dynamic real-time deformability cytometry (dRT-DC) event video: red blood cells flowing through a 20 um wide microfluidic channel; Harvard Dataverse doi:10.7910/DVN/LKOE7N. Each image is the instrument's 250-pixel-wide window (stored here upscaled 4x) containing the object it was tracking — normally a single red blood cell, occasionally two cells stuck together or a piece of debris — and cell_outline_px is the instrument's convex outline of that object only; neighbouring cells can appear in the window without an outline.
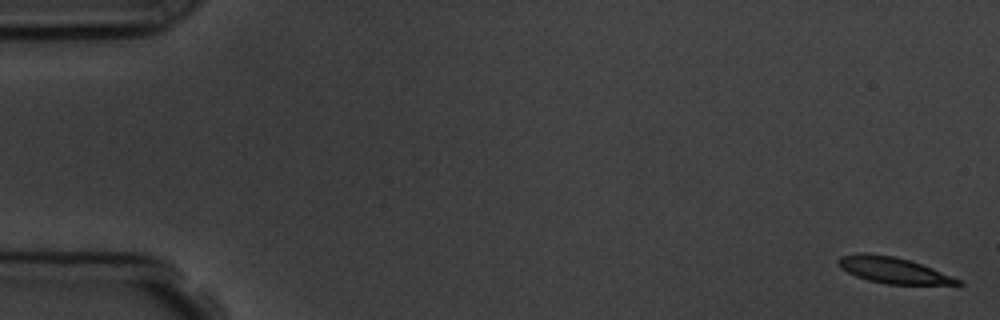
{"species": "common noctule bat (a hibernating species)", "species_latin": "Nyctalus noctula", "temperature_condition": "room temperature", "stored_images_in_passage": 2, "camera_frame_rate_fps": 3000, "um_per_image_px": 0.085, "animal": {"sex": "male", "body_mass_g": 19.5, "forearm_length_mm": 54.6}, "frame": {"image": 1, "passage_image": 1, "time_ms": 0.0, "image_size_px": [1000, 320], "cell_outline_px": [[964, 284], [888, 284], [868, 280], [856, 276], [840, 268], [836, 260], [840, 256], [860, 252], [868, 252], [892, 256], [908, 260], [932, 268], [964, 280]], "centroid_in_image_um": [75.9, 22.95], "position_along_channel_um": 9.1, "area_um2": 18.15}}